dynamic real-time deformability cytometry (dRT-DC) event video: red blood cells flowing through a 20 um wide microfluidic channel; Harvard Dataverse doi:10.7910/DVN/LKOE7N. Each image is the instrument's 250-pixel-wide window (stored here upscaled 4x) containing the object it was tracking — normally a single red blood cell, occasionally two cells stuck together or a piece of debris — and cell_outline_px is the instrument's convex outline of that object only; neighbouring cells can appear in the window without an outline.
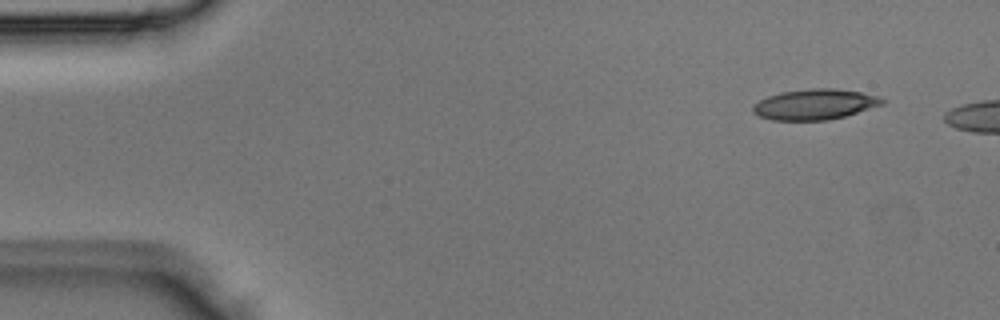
{"species": "Egyptian fruit bat (a non-hibernating species)", "species_latin": "Rousettus aegyptiacus", "temperature_condition": "room temperature", "stored_images_in_passage": 2, "camera_frame_rate_fps": 3000, "um_per_image_px": 0.085, "animal": {"sex": "male"}, "frame": {"image": 1, "passage_image": 1, "time_ms": 0.0, "image_size_px": [1000, 320], "cell_outline_px": [[888, 100], [884, 104], [844, 116], [828, 120], [772, 120], [760, 116], [752, 112], [752, 104], [768, 96], [780, 92], [808, 88], [832, 88], [860, 92], [880, 96]], "centroid_in_image_um": [69.27, 8.86], "position_along_channel_um": 15.7, "area_um2": 23.12}}